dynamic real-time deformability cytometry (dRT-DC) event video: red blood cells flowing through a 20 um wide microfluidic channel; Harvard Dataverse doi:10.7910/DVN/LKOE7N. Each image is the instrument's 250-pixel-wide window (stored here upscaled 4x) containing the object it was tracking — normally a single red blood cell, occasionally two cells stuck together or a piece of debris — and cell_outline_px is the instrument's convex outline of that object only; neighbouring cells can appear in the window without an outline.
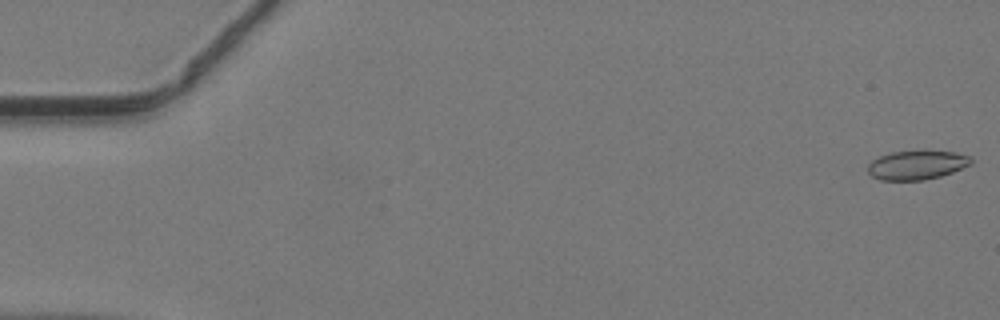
{"species": "common noctule bat (a hibernating species)", "species_latin": "Nyctalus noctula", "temperature_condition": "warm", "stored_images_in_passage": 13, "camera_frame_rate_fps": 3000, "um_per_image_px": 0.085, "animal": {"sex": "male", "body_mass_g": 19.2, "forearm_length_mm": 51.8}, "frame": {"image": 1, "passage_image": 1, "time_ms": 0.0, "image_size_px": [1000, 320], "cell_outline_px": [[972, 164], [952, 172], [940, 176], [924, 180], [880, 180], [872, 176], [868, 172], [868, 164], [872, 160], [880, 156], [892, 152], [956, 152], [972, 156]], "centroid_in_image_um": [77.94, 14.04], "position_along_channel_um": 7.1, "area_um2": 17.22}}